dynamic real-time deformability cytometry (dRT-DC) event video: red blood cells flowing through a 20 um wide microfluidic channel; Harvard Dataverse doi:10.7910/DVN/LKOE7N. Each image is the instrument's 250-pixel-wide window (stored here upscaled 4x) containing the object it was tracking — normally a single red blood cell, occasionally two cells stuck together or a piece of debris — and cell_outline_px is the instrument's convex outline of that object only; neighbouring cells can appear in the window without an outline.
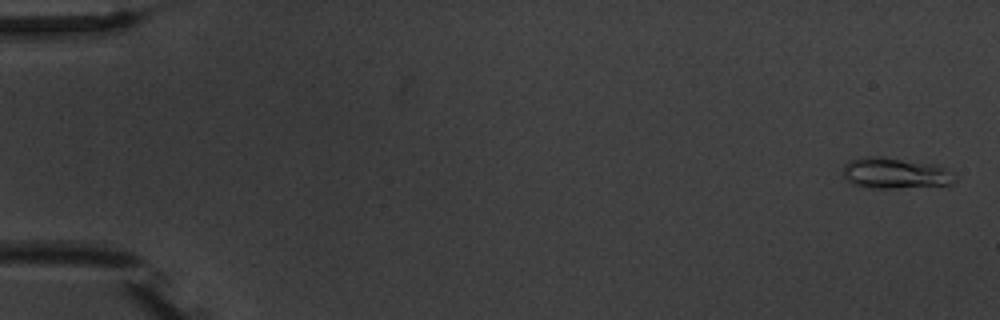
{"species": "common noctule bat (a hibernating species)", "species_latin": "Nyctalus noctula", "temperature_condition": "warm", "stored_images_in_passage": 6, "camera_frame_rate_fps": 3000, "um_per_image_px": 0.085, "animal": {"sex": "male", "body_mass_g": 20.1, "forearm_length_mm": 53.5}, "frame": {"image": 1, "passage_image": 1, "time_ms": 0.0, "image_size_px": [1000, 320], "cell_outline_px": [[956, 180], [952, 184], [892, 188], [868, 188], [852, 184], [844, 176], [844, 164], [852, 160], [864, 156], [880, 156], [936, 164], [952, 168], [956, 176]], "centroid_in_image_um": [76.16, 14.71], "position_along_channel_um": 8.8, "area_um2": 20.4}}
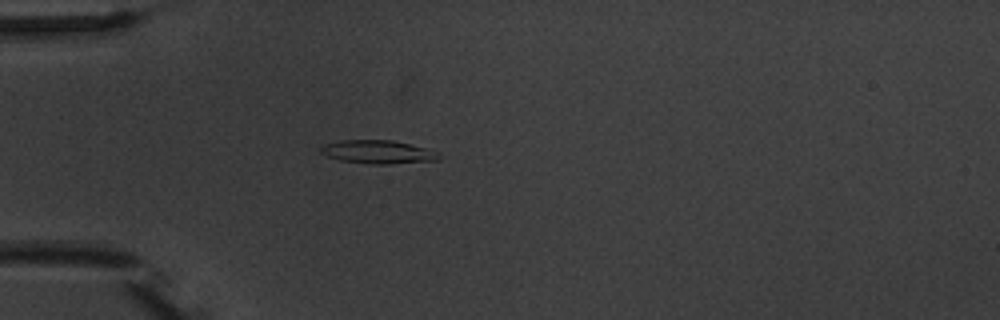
{"frame": {"image": 2, "passage_image": 5, "time_ms": 5.0, "image_size_px": [1000, 320], "cell_outline_px": [[440, 160], [392, 164], [372, 164], [340, 160], [328, 156], [320, 152], [320, 148], [324, 144], [340, 140], [392, 140], [424, 148], [436, 152], [440, 156]], "centroid_in_image_um": [32.11, 12.92], "position_along_channel_um": 52.9, "area_um2": 15.95}}